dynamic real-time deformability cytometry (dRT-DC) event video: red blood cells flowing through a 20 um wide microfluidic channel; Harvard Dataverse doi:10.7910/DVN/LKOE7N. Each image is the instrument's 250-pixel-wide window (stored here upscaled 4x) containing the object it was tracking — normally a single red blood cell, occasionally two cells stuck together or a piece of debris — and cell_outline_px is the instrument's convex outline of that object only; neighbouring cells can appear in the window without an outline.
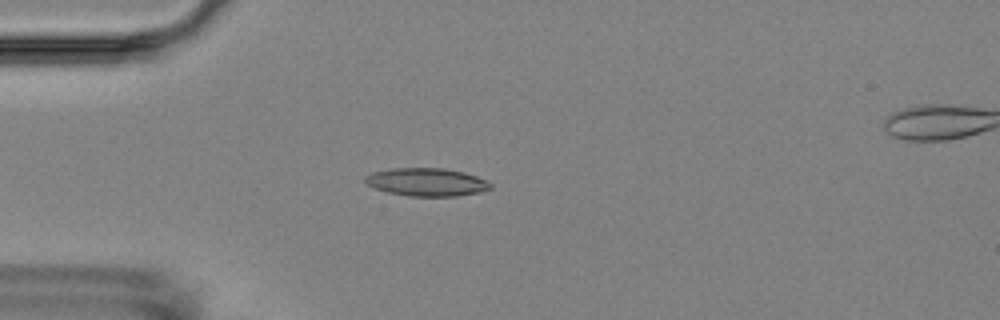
{"species": "Egyptian fruit bat (a non-hibernating species)", "species_latin": "Rousettus aegyptiacus", "temperature_condition": "room temperature", "stored_images_in_passage": 6, "camera_frame_rate_fps": 3000, "um_per_image_px": 0.085, "animal": {"sex": "female"}, "frame": {"image": 1, "passage_image": 5, "time_ms": 5.0, "image_size_px": [1000, 320], "cell_outline_px": [[492, 188], [480, 192], [456, 196], [408, 196], [388, 192], [376, 188], [368, 184], [364, 180], [364, 176], [372, 172], [392, 168], [444, 168], [464, 172], [476, 176], [492, 184]], "centroid_in_image_um": [36.26, 15.47], "position_along_channel_um": 48.7, "area_um2": 20.4}}